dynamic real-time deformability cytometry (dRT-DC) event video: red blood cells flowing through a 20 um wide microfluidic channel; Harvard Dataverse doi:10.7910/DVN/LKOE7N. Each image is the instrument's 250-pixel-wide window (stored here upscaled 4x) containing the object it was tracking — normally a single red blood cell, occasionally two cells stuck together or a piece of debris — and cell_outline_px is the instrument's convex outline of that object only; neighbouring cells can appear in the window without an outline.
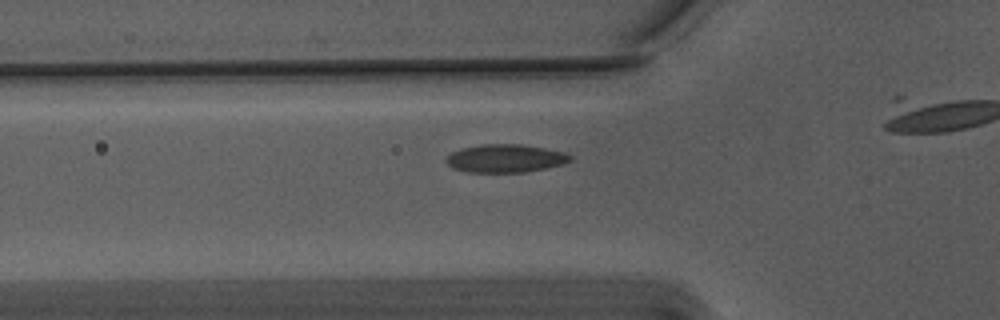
{"species": "Egyptian fruit bat (a non-hibernating species)", "species_latin": "Rousettus aegyptiacus", "temperature_condition": "warm", "stored_images_in_passage": 15, "camera_frame_rate_fps": 3000, "um_per_image_px": 0.085, "animal": {"sex": "male"}, "frame": {"image": 1, "passage_image": 10, "time_ms": 3.0, "image_size_px": [1000, 320], "cell_outline_px": [[572, 160], [564, 164], [524, 172], [468, 172], [452, 168], [444, 160], [452, 152], [460, 148], [484, 144], [520, 144], [544, 148], [564, 152], [572, 156]], "centroid_in_image_um": [42.95, 13.46], "position_along_channel_um": 82.9, "area_um2": 20.29}}
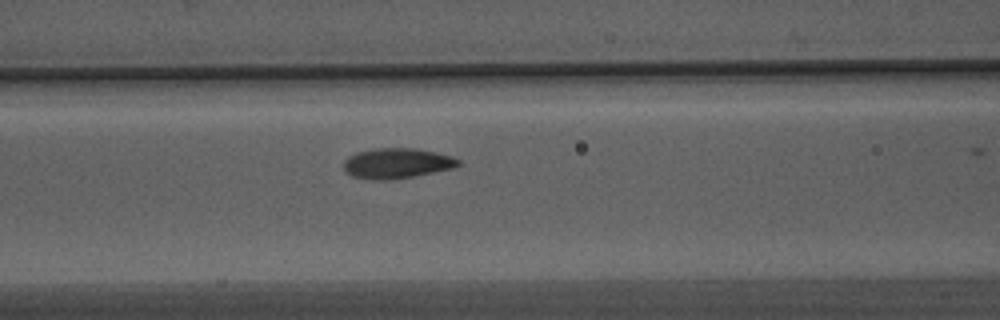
{"frame": {"image": 2, "passage_image": 14, "time_ms": 4.333, "image_size_px": [1000, 320], "cell_outline_px": [[460, 164], [452, 168], [416, 176], [388, 180], [376, 180], [352, 176], [344, 168], [344, 160], [348, 156], [356, 152], [376, 148], [416, 148], [436, 152], [452, 156], [460, 160]], "centroid_in_image_um": [33.74, 13.87], "position_along_channel_um": 132.9, "area_um2": 20.23}}